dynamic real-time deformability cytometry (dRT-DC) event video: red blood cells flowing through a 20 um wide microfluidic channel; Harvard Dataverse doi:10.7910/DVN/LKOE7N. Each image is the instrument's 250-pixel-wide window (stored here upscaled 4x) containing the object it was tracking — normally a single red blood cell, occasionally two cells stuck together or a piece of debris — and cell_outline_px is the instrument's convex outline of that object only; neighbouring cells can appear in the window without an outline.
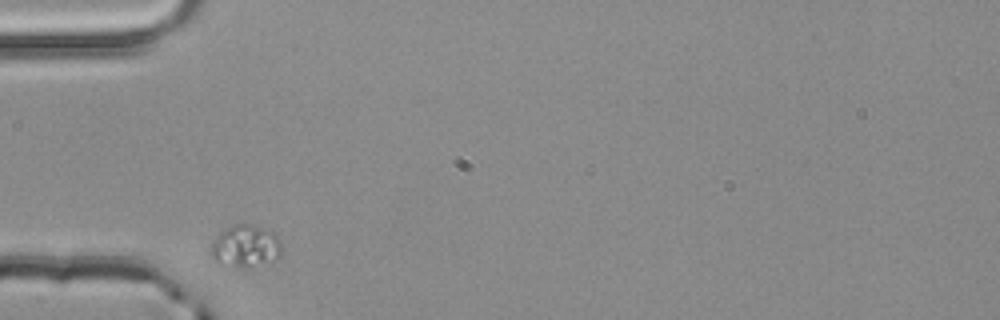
{"species": "common noctule bat (a hibernating species)", "species_latin": "Nyctalus noctula", "temperature_condition": "room temperature", "stored_images_in_passage": 3, "camera_frame_rate_fps": 3000, "um_per_image_px": 0.085, "animal": {"sex": "male", "body_mass_g": 20.4}, "frame": {"image": 1, "passage_image": 1, "time_ms": 0.0, "image_size_px": [1000, 320], "cell_outline_px": [[280, 256], [268, 268], [240, 268], [216, 264], [212, 256], [212, 240], [220, 232], [236, 224], [248, 224], [264, 228], [276, 232], [280, 240]], "centroid_in_image_um": [20.93, 21.0], "position_along_channel_um": 64.1, "area_um2": 18.26}}